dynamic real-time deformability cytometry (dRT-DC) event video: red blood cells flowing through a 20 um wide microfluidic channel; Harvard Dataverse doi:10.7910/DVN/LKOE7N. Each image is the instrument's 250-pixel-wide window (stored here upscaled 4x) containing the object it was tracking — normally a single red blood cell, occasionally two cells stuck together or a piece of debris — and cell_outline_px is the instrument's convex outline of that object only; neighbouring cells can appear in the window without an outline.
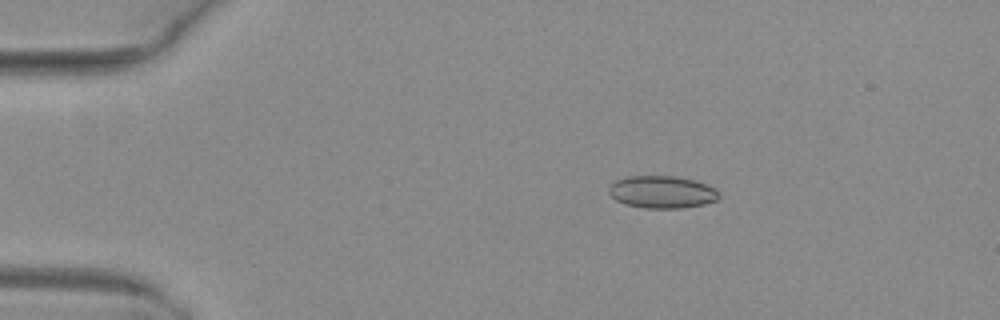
{"species": "common noctule bat (a hibernating species)", "species_latin": "Nyctalus noctula", "temperature_condition": "warm", "stored_images_in_passage": 3, "camera_frame_rate_fps": 3000, "um_per_image_px": 0.085, "animal": {"sex": "female", "body_mass_g": 29.2, "forearm_length_mm": 56.3}, "frame": {"image": 1, "passage_image": 2, "time_ms": 0.333, "image_size_px": [1000, 320], "cell_outline_px": [[720, 196], [716, 200], [704, 204], [680, 208], [644, 208], [624, 204], [616, 200], [608, 192], [608, 188], [616, 180], [628, 176], [676, 176], [696, 180], [716, 188], [720, 192]], "centroid_in_image_um": [56.29, 16.32], "position_along_channel_um": 28.7, "area_um2": 20.92}}